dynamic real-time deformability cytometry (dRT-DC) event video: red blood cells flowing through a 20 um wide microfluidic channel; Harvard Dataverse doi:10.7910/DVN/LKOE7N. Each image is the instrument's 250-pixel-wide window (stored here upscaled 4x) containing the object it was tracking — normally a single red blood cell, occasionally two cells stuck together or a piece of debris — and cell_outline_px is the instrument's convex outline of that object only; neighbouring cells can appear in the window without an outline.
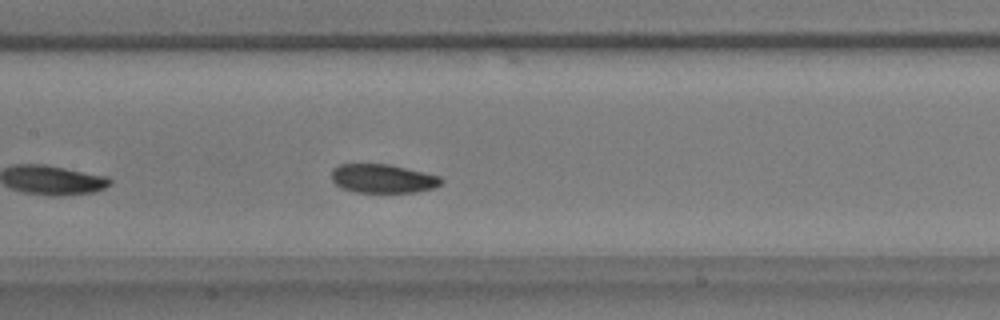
{"species": "common noctule bat (a hibernating species)", "species_latin": "Nyctalus noctula", "temperature_condition": "warm", "stored_images_in_passage": 42, "camera_frame_rate_fps": 3000, "um_per_image_px": 0.085, "animal": {"sex": "male", "body_mass_g": 17.9}, "frame": {"image": 1, "passage_image": 13, "time_ms": 4.0, "image_size_px": [1000, 320], "cell_outline_px": [[444, 180], [440, 184], [432, 188], [416, 192], [356, 192], [340, 188], [332, 180], [332, 168], [340, 164], [388, 164], [424, 172], [440, 176]], "centroid_in_image_um": [32.52, 15.17], "position_along_channel_um": 174.9, "area_um2": 18.38}, "authors_computed_cell_mechanics": {"area_um2": 18.3515, "velocity_mm_per_s": 3.494, "shape_relaxation_time_tau1_ms": 2.9299, "shape_relaxation_time_tau2_ms": null, "deformation_change_tau1": 0.0632, "deformation_change_tau2": null}}